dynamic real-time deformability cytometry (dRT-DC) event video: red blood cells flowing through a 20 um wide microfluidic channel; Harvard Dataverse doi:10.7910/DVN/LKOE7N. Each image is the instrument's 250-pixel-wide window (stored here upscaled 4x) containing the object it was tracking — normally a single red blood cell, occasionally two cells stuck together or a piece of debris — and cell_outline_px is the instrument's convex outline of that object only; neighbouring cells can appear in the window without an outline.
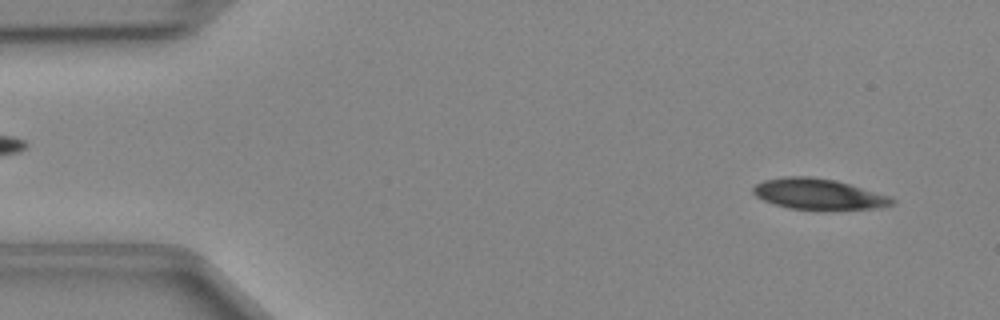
{"species": "Egyptian fruit bat (a non-hibernating species)", "species_latin": "Rousettus aegyptiacus", "temperature_condition": "cold", "stored_images_in_passage": 47, "camera_frame_rate_fps": 3000, "um_per_image_px": 0.085, "animal": {"sex": "female"}, "frame": {"image": 1, "passage_image": 3, "time_ms": 0.667, "image_size_px": [1000, 320], "cell_outline_px": [[896, 204], [880, 208], [788, 208], [764, 200], [756, 196], [752, 192], [752, 188], [756, 184], [764, 180], [784, 176], [808, 176], [836, 180], [892, 196], [896, 200]], "centroid_in_image_um": [69.6, 16.47], "position_along_channel_um": 15.4, "area_um2": 24.57}}
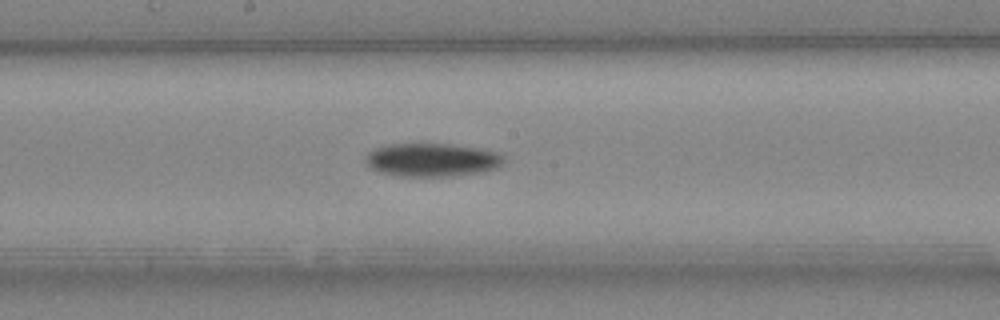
{"frame": {"image": 2, "passage_image": 24, "time_ms": 7.667, "image_size_px": [1000, 320], "cell_outline_px": [[504, 160], [496, 168], [484, 172], [456, 176], [400, 176], [380, 172], [368, 168], [364, 160], [364, 156], [368, 152], [376, 148], [392, 144], [448, 144], [476, 148], [500, 152], [504, 156]], "centroid_in_image_um": [36.7, 13.6], "position_along_channel_um": 211.5, "area_um2": 26.99}}
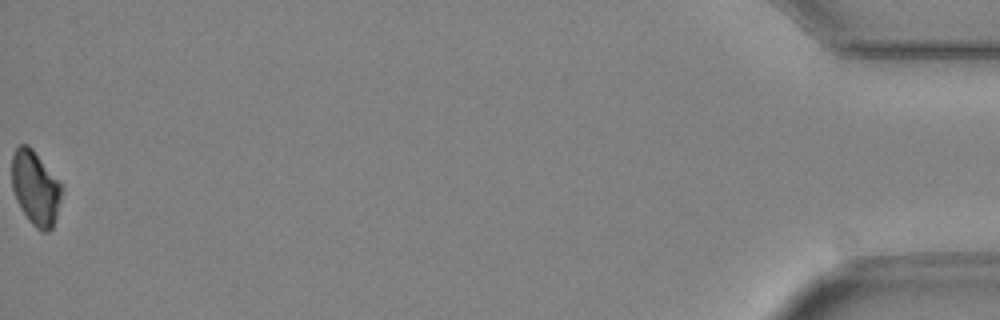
{"frame": {"image": 3, "passage_image": 47, "time_ms": 15.333, "image_size_px": [1000, 320], "cell_outline_px": [[60, 196], [56, 216], [52, 228], [48, 232], [40, 232], [28, 220], [20, 208], [16, 200], [12, 188], [12, 156], [16, 148], [20, 144], [28, 144], [32, 148], [60, 180]], "centroid_in_image_um": [2.99, 15.97], "position_along_channel_um": 432.2, "area_um2": 21.56}}